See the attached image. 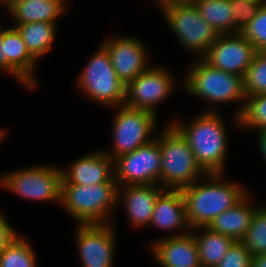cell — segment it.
Wrapping results in <instances>:
<instances>
[{"mask_svg": "<svg viewBox=\"0 0 266 267\" xmlns=\"http://www.w3.org/2000/svg\"><path fill=\"white\" fill-rule=\"evenodd\" d=\"M240 33L252 43L258 52L266 48V3L260 6L256 15Z\"/></svg>", "mask_w": 266, "mask_h": 267, "instance_id": "29", "label": "cell"}, {"mask_svg": "<svg viewBox=\"0 0 266 267\" xmlns=\"http://www.w3.org/2000/svg\"><path fill=\"white\" fill-rule=\"evenodd\" d=\"M19 233L11 227L8 220L0 212V253Z\"/></svg>", "mask_w": 266, "mask_h": 267, "instance_id": "33", "label": "cell"}, {"mask_svg": "<svg viewBox=\"0 0 266 267\" xmlns=\"http://www.w3.org/2000/svg\"><path fill=\"white\" fill-rule=\"evenodd\" d=\"M239 117V127L260 131L266 128V94L247 96Z\"/></svg>", "mask_w": 266, "mask_h": 267, "instance_id": "26", "label": "cell"}, {"mask_svg": "<svg viewBox=\"0 0 266 267\" xmlns=\"http://www.w3.org/2000/svg\"><path fill=\"white\" fill-rule=\"evenodd\" d=\"M150 248L160 267H201L195 239L190 231L156 239Z\"/></svg>", "mask_w": 266, "mask_h": 267, "instance_id": "15", "label": "cell"}, {"mask_svg": "<svg viewBox=\"0 0 266 267\" xmlns=\"http://www.w3.org/2000/svg\"><path fill=\"white\" fill-rule=\"evenodd\" d=\"M203 17L218 35L240 31L233 24L232 0H197L193 2Z\"/></svg>", "mask_w": 266, "mask_h": 267, "instance_id": "24", "label": "cell"}, {"mask_svg": "<svg viewBox=\"0 0 266 267\" xmlns=\"http://www.w3.org/2000/svg\"><path fill=\"white\" fill-rule=\"evenodd\" d=\"M36 258L29 242L18 234L0 253V267H36Z\"/></svg>", "mask_w": 266, "mask_h": 267, "instance_id": "25", "label": "cell"}, {"mask_svg": "<svg viewBox=\"0 0 266 267\" xmlns=\"http://www.w3.org/2000/svg\"><path fill=\"white\" fill-rule=\"evenodd\" d=\"M67 0H28L24 2H3L1 5L15 21V25L31 22L56 23L66 11Z\"/></svg>", "mask_w": 266, "mask_h": 267, "instance_id": "19", "label": "cell"}, {"mask_svg": "<svg viewBox=\"0 0 266 267\" xmlns=\"http://www.w3.org/2000/svg\"><path fill=\"white\" fill-rule=\"evenodd\" d=\"M159 5L160 9L166 6L177 4V3H193L194 0H155Z\"/></svg>", "mask_w": 266, "mask_h": 267, "instance_id": "36", "label": "cell"}, {"mask_svg": "<svg viewBox=\"0 0 266 267\" xmlns=\"http://www.w3.org/2000/svg\"><path fill=\"white\" fill-rule=\"evenodd\" d=\"M258 133V143H259V151L263 158V160L266 162V128L257 131Z\"/></svg>", "mask_w": 266, "mask_h": 267, "instance_id": "34", "label": "cell"}, {"mask_svg": "<svg viewBox=\"0 0 266 267\" xmlns=\"http://www.w3.org/2000/svg\"><path fill=\"white\" fill-rule=\"evenodd\" d=\"M15 27L31 56L37 61L48 53L56 38V23L31 22Z\"/></svg>", "mask_w": 266, "mask_h": 267, "instance_id": "23", "label": "cell"}, {"mask_svg": "<svg viewBox=\"0 0 266 267\" xmlns=\"http://www.w3.org/2000/svg\"><path fill=\"white\" fill-rule=\"evenodd\" d=\"M175 85L167 68L151 65L126 85L124 105L157 115L156 106L172 94Z\"/></svg>", "mask_w": 266, "mask_h": 267, "instance_id": "11", "label": "cell"}, {"mask_svg": "<svg viewBox=\"0 0 266 267\" xmlns=\"http://www.w3.org/2000/svg\"><path fill=\"white\" fill-rule=\"evenodd\" d=\"M163 16L188 52L202 58L216 40L218 34L201 17L194 3H177L161 8Z\"/></svg>", "mask_w": 266, "mask_h": 267, "instance_id": "7", "label": "cell"}, {"mask_svg": "<svg viewBox=\"0 0 266 267\" xmlns=\"http://www.w3.org/2000/svg\"><path fill=\"white\" fill-rule=\"evenodd\" d=\"M261 5L249 0H232L233 24L239 31L251 21Z\"/></svg>", "mask_w": 266, "mask_h": 267, "instance_id": "31", "label": "cell"}, {"mask_svg": "<svg viewBox=\"0 0 266 267\" xmlns=\"http://www.w3.org/2000/svg\"><path fill=\"white\" fill-rule=\"evenodd\" d=\"M117 109L113 122V146L103 151L113 160L123 154L132 152L138 147L152 142L156 137L154 131L158 122L157 115L125 105Z\"/></svg>", "mask_w": 266, "mask_h": 267, "instance_id": "8", "label": "cell"}, {"mask_svg": "<svg viewBox=\"0 0 266 267\" xmlns=\"http://www.w3.org/2000/svg\"><path fill=\"white\" fill-rule=\"evenodd\" d=\"M257 52L239 32L218 35L202 58L212 67L244 78Z\"/></svg>", "mask_w": 266, "mask_h": 267, "instance_id": "13", "label": "cell"}, {"mask_svg": "<svg viewBox=\"0 0 266 267\" xmlns=\"http://www.w3.org/2000/svg\"><path fill=\"white\" fill-rule=\"evenodd\" d=\"M251 267H266V253L253 256Z\"/></svg>", "mask_w": 266, "mask_h": 267, "instance_id": "35", "label": "cell"}, {"mask_svg": "<svg viewBox=\"0 0 266 267\" xmlns=\"http://www.w3.org/2000/svg\"><path fill=\"white\" fill-rule=\"evenodd\" d=\"M76 244L83 267H113L116 236L111 223L78 224Z\"/></svg>", "mask_w": 266, "mask_h": 267, "instance_id": "12", "label": "cell"}, {"mask_svg": "<svg viewBox=\"0 0 266 267\" xmlns=\"http://www.w3.org/2000/svg\"><path fill=\"white\" fill-rule=\"evenodd\" d=\"M200 229L201 233L196 232ZM190 232L195 239L201 267H216L235 242L232 238L213 232L208 227H197Z\"/></svg>", "mask_w": 266, "mask_h": 267, "instance_id": "21", "label": "cell"}, {"mask_svg": "<svg viewBox=\"0 0 266 267\" xmlns=\"http://www.w3.org/2000/svg\"><path fill=\"white\" fill-rule=\"evenodd\" d=\"M175 231L183 227L191 230L181 190L164 189L157 197L149 226Z\"/></svg>", "mask_w": 266, "mask_h": 267, "instance_id": "18", "label": "cell"}, {"mask_svg": "<svg viewBox=\"0 0 266 267\" xmlns=\"http://www.w3.org/2000/svg\"><path fill=\"white\" fill-rule=\"evenodd\" d=\"M249 193L235 206L217 216L209 225L213 232L242 241L251 224L255 210L258 208L251 203Z\"/></svg>", "mask_w": 266, "mask_h": 267, "instance_id": "20", "label": "cell"}, {"mask_svg": "<svg viewBox=\"0 0 266 267\" xmlns=\"http://www.w3.org/2000/svg\"><path fill=\"white\" fill-rule=\"evenodd\" d=\"M103 45L107 48L112 66L118 78L126 85L149 67L146 45L133 36L107 38Z\"/></svg>", "mask_w": 266, "mask_h": 267, "instance_id": "14", "label": "cell"}, {"mask_svg": "<svg viewBox=\"0 0 266 267\" xmlns=\"http://www.w3.org/2000/svg\"><path fill=\"white\" fill-rule=\"evenodd\" d=\"M224 174L206 173L199 182L181 189L191 229L208 227L217 216L235 206L248 194L242 185L226 181ZM203 178L206 182L200 183Z\"/></svg>", "mask_w": 266, "mask_h": 267, "instance_id": "1", "label": "cell"}, {"mask_svg": "<svg viewBox=\"0 0 266 267\" xmlns=\"http://www.w3.org/2000/svg\"><path fill=\"white\" fill-rule=\"evenodd\" d=\"M5 30L0 28V69L10 73L24 88L33 90L35 87L7 60L6 55H4L2 42Z\"/></svg>", "mask_w": 266, "mask_h": 267, "instance_id": "32", "label": "cell"}, {"mask_svg": "<svg viewBox=\"0 0 266 267\" xmlns=\"http://www.w3.org/2000/svg\"><path fill=\"white\" fill-rule=\"evenodd\" d=\"M252 257L241 241H235L216 267H251Z\"/></svg>", "mask_w": 266, "mask_h": 267, "instance_id": "30", "label": "cell"}, {"mask_svg": "<svg viewBox=\"0 0 266 267\" xmlns=\"http://www.w3.org/2000/svg\"><path fill=\"white\" fill-rule=\"evenodd\" d=\"M61 185H95L114 179V160L103 151L87 153L62 168Z\"/></svg>", "mask_w": 266, "mask_h": 267, "instance_id": "16", "label": "cell"}, {"mask_svg": "<svg viewBox=\"0 0 266 267\" xmlns=\"http://www.w3.org/2000/svg\"><path fill=\"white\" fill-rule=\"evenodd\" d=\"M62 180V168L38 165L4 174L0 187L26 199L54 201L60 206Z\"/></svg>", "mask_w": 266, "mask_h": 267, "instance_id": "9", "label": "cell"}, {"mask_svg": "<svg viewBox=\"0 0 266 267\" xmlns=\"http://www.w3.org/2000/svg\"><path fill=\"white\" fill-rule=\"evenodd\" d=\"M77 87L102 105L119 107L126 99V84L117 76L107 48L101 44L91 56L77 80Z\"/></svg>", "mask_w": 266, "mask_h": 267, "instance_id": "6", "label": "cell"}, {"mask_svg": "<svg viewBox=\"0 0 266 267\" xmlns=\"http://www.w3.org/2000/svg\"><path fill=\"white\" fill-rule=\"evenodd\" d=\"M5 129H0V143L2 142V139H3V137H4V135H5Z\"/></svg>", "mask_w": 266, "mask_h": 267, "instance_id": "37", "label": "cell"}, {"mask_svg": "<svg viewBox=\"0 0 266 267\" xmlns=\"http://www.w3.org/2000/svg\"><path fill=\"white\" fill-rule=\"evenodd\" d=\"M115 178L95 185H61L60 204L78 224L111 223L110 216L118 204Z\"/></svg>", "mask_w": 266, "mask_h": 267, "instance_id": "5", "label": "cell"}, {"mask_svg": "<svg viewBox=\"0 0 266 267\" xmlns=\"http://www.w3.org/2000/svg\"><path fill=\"white\" fill-rule=\"evenodd\" d=\"M160 171L161 152L156 139L114 159V178L118 187L160 185Z\"/></svg>", "mask_w": 266, "mask_h": 267, "instance_id": "10", "label": "cell"}, {"mask_svg": "<svg viewBox=\"0 0 266 267\" xmlns=\"http://www.w3.org/2000/svg\"><path fill=\"white\" fill-rule=\"evenodd\" d=\"M252 256L266 253V205L258 206L244 239L241 241Z\"/></svg>", "mask_w": 266, "mask_h": 267, "instance_id": "27", "label": "cell"}, {"mask_svg": "<svg viewBox=\"0 0 266 267\" xmlns=\"http://www.w3.org/2000/svg\"><path fill=\"white\" fill-rule=\"evenodd\" d=\"M164 190L160 185H125L118 187V201L126 210V216L133 227L149 225L156 199Z\"/></svg>", "mask_w": 266, "mask_h": 267, "instance_id": "17", "label": "cell"}, {"mask_svg": "<svg viewBox=\"0 0 266 267\" xmlns=\"http://www.w3.org/2000/svg\"><path fill=\"white\" fill-rule=\"evenodd\" d=\"M155 139L159 142L161 152V187L181 190L206 175L188 141L172 124L166 125Z\"/></svg>", "mask_w": 266, "mask_h": 267, "instance_id": "4", "label": "cell"}, {"mask_svg": "<svg viewBox=\"0 0 266 267\" xmlns=\"http://www.w3.org/2000/svg\"><path fill=\"white\" fill-rule=\"evenodd\" d=\"M249 1H254V2H257V3H261V4H265L266 3V0H249Z\"/></svg>", "mask_w": 266, "mask_h": 267, "instance_id": "39", "label": "cell"}, {"mask_svg": "<svg viewBox=\"0 0 266 267\" xmlns=\"http://www.w3.org/2000/svg\"><path fill=\"white\" fill-rule=\"evenodd\" d=\"M28 0H5L4 2H24Z\"/></svg>", "mask_w": 266, "mask_h": 267, "instance_id": "38", "label": "cell"}, {"mask_svg": "<svg viewBox=\"0 0 266 267\" xmlns=\"http://www.w3.org/2000/svg\"><path fill=\"white\" fill-rule=\"evenodd\" d=\"M184 79V89L196 98L216 104L240 101L242 105L234 116L237 126L245 105L243 77L212 67L203 58H196Z\"/></svg>", "mask_w": 266, "mask_h": 267, "instance_id": "3", "label": "cell"}, {"mask_svg": "<svg viewBox=\"0 0 266 267\" xmlns=\"http://www.w3.org/2000/svg\"><path fill=\"white\" fill-rule=\"evenodd\" d=\"M245 97L266 94V54L257 52L243 78Z\"/></svg>", "mask_w": 266, "mask_h": 267, "instance_id": "28", "label": "cell"}, {"mask_svg": "<svg viewBox=\"0 0 266 267\" xmlns=\"http://www.w3.org/2000/svg\"><path fill=\"white\" fill-rule=\"evenodd\" d=\"M4 55L7 60L36 88L37 81L34 76L37 61L31 56L15 27L4 31Z\"/></svg>", "mask_w": 266, "mask_h": 267, "instance_id": "22", "label": "cell"}, {"mask_svg": "<svg viewBox=\"0 0 266 267\" xmlns=\"http://www.w3.org/2000/svg\"><path fill=\"white\" fill-rule=\"evenodd\" d=\"M210 108L189 124L178 121L170 124L188 141L197 163L206 173H225L228 135L221 113Z\"/></svg>", "mask_w": 266, "mask_h": 267, "instance_id": "2", "label": "cell"}]
</instances>
